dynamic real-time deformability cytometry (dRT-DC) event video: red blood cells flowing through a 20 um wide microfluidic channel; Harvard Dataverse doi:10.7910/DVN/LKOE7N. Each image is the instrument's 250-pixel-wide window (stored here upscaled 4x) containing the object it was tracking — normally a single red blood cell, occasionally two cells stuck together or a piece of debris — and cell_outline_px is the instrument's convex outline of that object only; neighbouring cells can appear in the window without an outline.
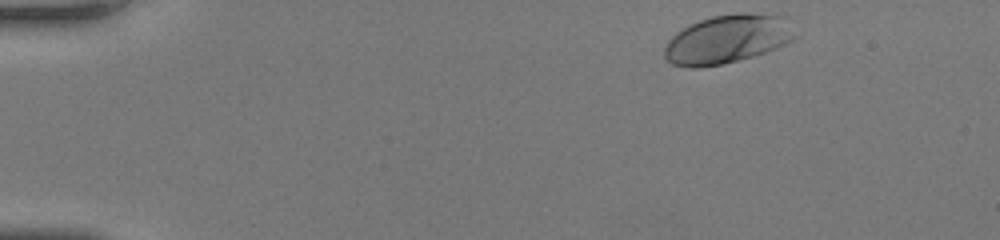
{"species": "human", "species_latin": "Homo sapiens", "temperature_condition": "room temperature", "stored_images_in_passage": 38, "camera_frame_rate_fps": 3000, "um_per_image_px": 0.085, "donor": {"sex": "female"}, "frame": {"image": 1, "passage_image": 1, "time_ms": 0.0, "image_size_px": [1000, 240], "cell_outline_px": [[800, 36], [776, 48], [752, 56], [724, 64], [696, 68], [688, 68], [672, 64], [664, 56], [664, 48], [668, 40], [676, 32], [700, 20], [712, 16], [736, 12], [748, 12], [784, 16]], "centroid_in_image_um": [61.86, 3.32], "position_along_channel_um": 23.1, "area_um2": 37.28}}
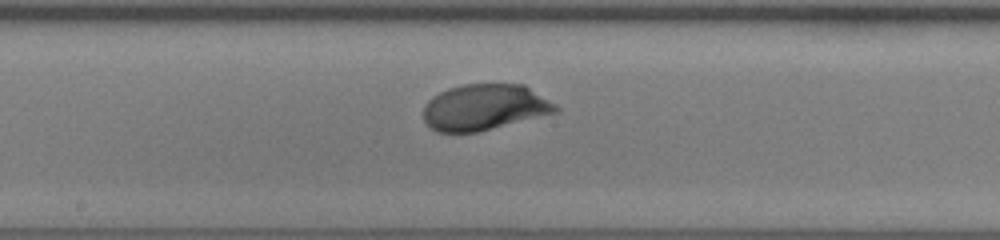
{"frame": {"image": 2, "passage_image": 22, "time_ms": 7.0, "image_size_px": [1000, 240], "cell_outline_px": [[560, 112], [476, 132], [436, 132], [424, 120], [424, 104], [432, 96], [448, 88], [464, 84], [524, 84], [556, 104], [560, 108]], "centroid_in_image_um": [41.21, 9.11], "position_along_channel_um": 207.0, "area_um2": 35.55}}
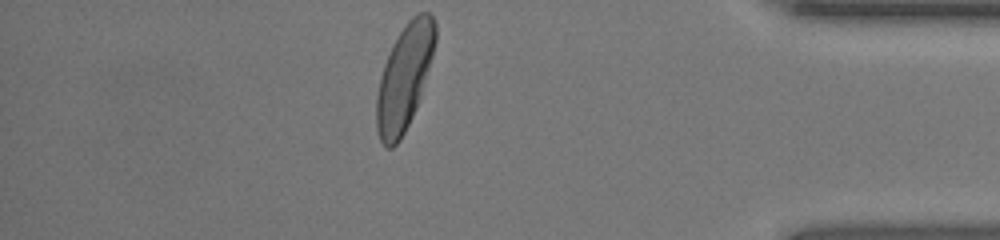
{"frame": {"image": 3, "passage_image": 38, "time_ms": 12.333, "image_size_px": [1000, 240], "cell_outline_px": [[436, 40], [432, 56], [420, 96], [416, 108], [400, 140], [392, 148], [388, 148], [380, 140], [376, 128], [376, 96], [380, 76], [384, 64], [392, 44], [404, 24], [412, 16], [420, 12], [428, 12], [432, 16], [436, 24]], "centroid_in_image_um": [34.36, 6.55], "position_along_channel_um": 400.8, "area_um2": 35.84}, "authors_computed_cell_mechanics": {"area_um2": 34.5933, "velocity_mm_per_s": 4.2121, "shape_relaxation_time_tau1_ms": 2.1936, "shape_relaxation_time_tau2_ms": null, "deformation_change_tau1": 0.1434, "deformation_change_tau2": null}}